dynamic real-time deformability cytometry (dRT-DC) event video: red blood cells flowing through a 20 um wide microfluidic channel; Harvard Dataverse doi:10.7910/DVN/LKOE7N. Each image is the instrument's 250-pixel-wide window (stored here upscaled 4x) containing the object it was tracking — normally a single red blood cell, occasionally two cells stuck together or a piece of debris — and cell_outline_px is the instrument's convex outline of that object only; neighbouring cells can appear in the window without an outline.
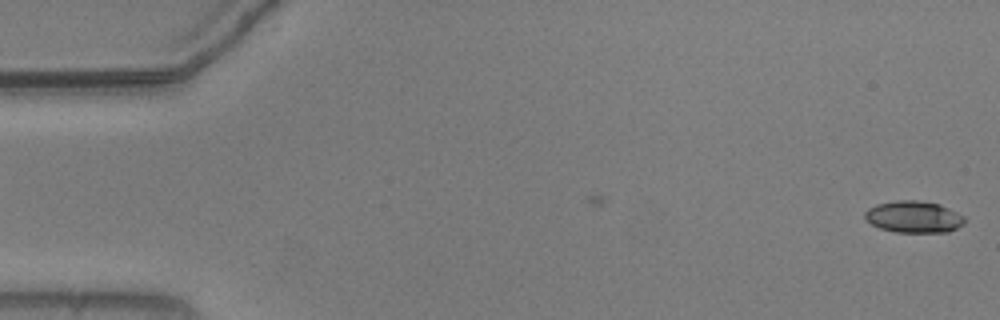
{"species": "common noctule bat (a hibernating species)", "species_latin": "Nyctalus noctula", "temperature_condition": "warm", "stored_images_in_passage": 5, "camera_frame_rate_fps": 3000, "um_per_image_px": 0.085, "animal": {"sex": "male", "body_mass_g": 20.5, "forearm_length_mm": 52.5}, "frame": {"image": 1, "passage_image": 5, "time_ms": 1.333, "image_size_px": [1000, 320], "cell_outline_px": [[964, 224], [948, 232], [896, 232], [880, 228], [872, 224], [864, 216], [864, 212], [868, 208], [876, 204], [896, 200], [916, 200], [940, 204], [964, 216]], "centroid_in_image_um": [77.66, 18.43], "position_along_channel_um": 7.3, "area_um2": 18.38}}